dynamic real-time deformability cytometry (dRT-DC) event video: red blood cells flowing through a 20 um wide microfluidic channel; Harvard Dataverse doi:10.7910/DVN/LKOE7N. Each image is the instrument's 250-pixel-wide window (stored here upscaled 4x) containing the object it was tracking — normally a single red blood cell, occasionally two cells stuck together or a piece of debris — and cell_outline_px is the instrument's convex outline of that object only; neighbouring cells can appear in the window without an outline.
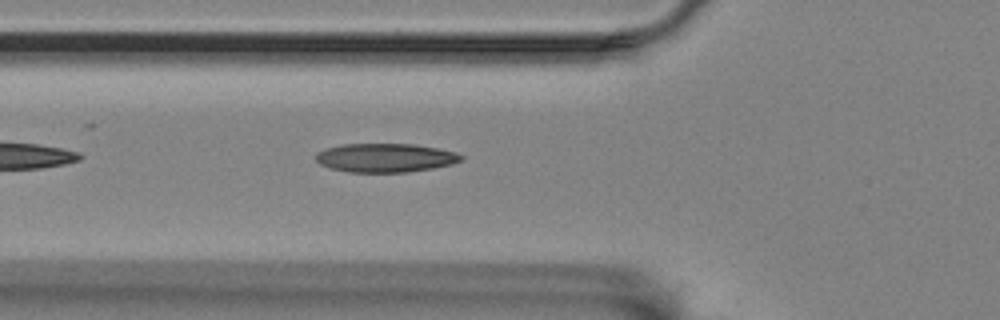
{"species": "Egyptian fruit bat (a non-hibernating species)", "species_latin": "Rousettus aegyptiacus", "temperature_condition": "room temperature", "stored_images_in_passage": 25, "camera_frame_rate_fps": 3000, "um_per_image_px": 0.085, "animal": {"sex": "female"}, "frame": {"image": 1, "passage_image": 4, "time_ms": 1.0, "image_size_px": [1000, 320], "cell_outline_px": [[464, 160], [452, 164], [432, 168], [408, 172], [348, 172], [328, 168], [320, 164], [316, 160], [316, 152], [324, 148], [340, 144], [412, 144], [436, 148], [456, 152], [464, 156]], "centroid_in_image_um": [32.73, 13.41], "position_along_channel_um": 93.1, "area_um2": 24.57}}
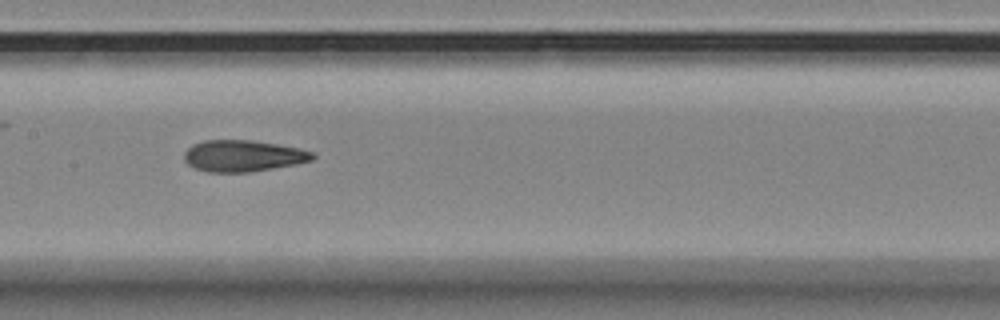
{"frame": {"image": 2, "passage_image": 12, "time_ms": 3.667, "image_size_px": [1000, 320], "cell_outline_px": [[316, 156], [312, 160], [272, 168], [248, 172], [208, 172], [196, 168], [188, 164], [184, 160], [184, 152], [192, 144], [204, 140], [252, 140], [300, 148], [312, 152]], "centroid_in_image_um": [20.62, 13.24], "position_along_channel_um": 186.8, "area_um2": 23.35}}
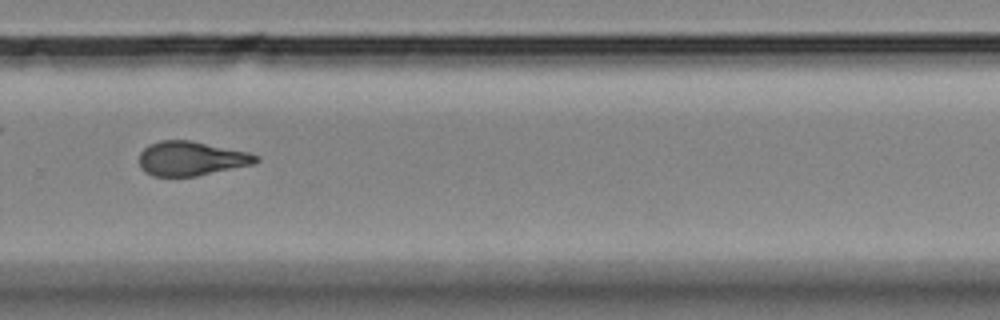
{"frame": {"image": 3, "passage_image": 23, "time_ms": 7.333, "image_size_px": [1000, 320], "cell_outline_px": [[260, 160], [252, 164], [196, 176], [152, 176], [144, 172], [140, 168], [140, 152], [148, 144], [160, 140], [192, 140], [248, 152], [260, 156]], "centroid_in_image_um": [16.23, 13.46], "position_along_channel_um": 313.6, "area_um2": 23.41}}